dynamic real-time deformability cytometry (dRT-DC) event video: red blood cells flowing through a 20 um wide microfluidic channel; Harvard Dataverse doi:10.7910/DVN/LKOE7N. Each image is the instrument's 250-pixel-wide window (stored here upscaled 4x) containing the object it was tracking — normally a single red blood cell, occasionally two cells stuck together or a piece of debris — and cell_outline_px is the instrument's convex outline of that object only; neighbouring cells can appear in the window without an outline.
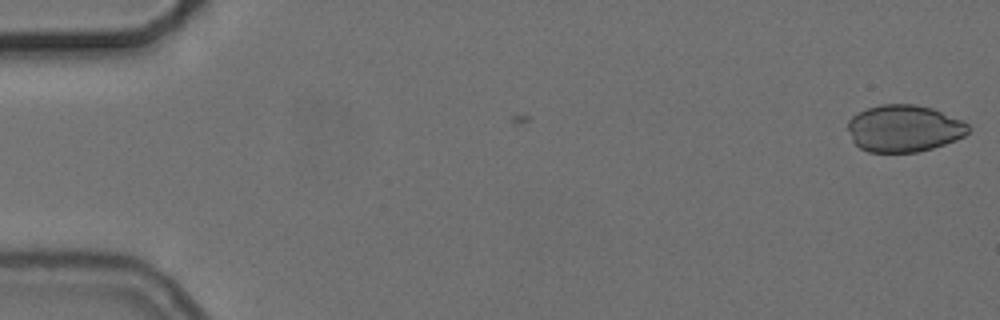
{"species": "common noctule bat (a hibernating species)", "species_latin": "Nyctalus noctula", "temperature_condition": "cold", "stored_images_in_passage": 3, "camera_frame_rate_fps": 3000, "um_per_image_px": 0.085, "animal": {"sex": "female", "body_mass_g": 24.6, "forearm_length_mm": 56.2}, "frame": {"image": 1, "passage_image": 3, "time_ms": 0.667, "image_size_px": [1000, 320], "cell_outline_px": [[972, 128], [964, 136], [956, 140], [932, 148], [916, 152], [868, 152], [860, 148], [852, 140], [848, 128], [848, 120], [852, 116], [868, 108], [880, 104], [916, 104], [932, 108], [960, 120], [968, 124]], "centroid_in_image_um": [76.84, 10.92], "position_along_channel_um": 8.2, "area_um2": 32.89}}